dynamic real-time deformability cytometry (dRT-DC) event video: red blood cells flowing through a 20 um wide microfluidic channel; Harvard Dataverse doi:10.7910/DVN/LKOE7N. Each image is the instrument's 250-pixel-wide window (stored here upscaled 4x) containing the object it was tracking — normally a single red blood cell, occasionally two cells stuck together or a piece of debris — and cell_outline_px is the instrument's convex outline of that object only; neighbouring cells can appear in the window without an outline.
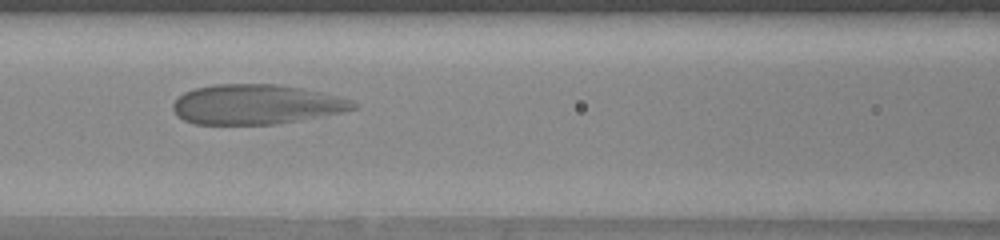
{"species": "human", "species_latin": "Homo sapiens", "temperature_condition": "warm", "stored_images_in_passage": 41, "camera_frame_rate_fps": 3000, "um_per_image_px": 0.085, "donor": {"sex": "female"}, "frame": {"image": 1, "passage_image": 13, "time_ms": 4.0, "image_size_px": [1000, 240], "cell_outline_px": [[356, 108], [336, 112], [272, 124], [196, 124], [184, 120], [172, 108], [172, 104], [184, 92], [192, 88], [216, 84], [276, 84], [300, 88], [348, 100], [356, 104]], "centroid_in_image_um": [21.62, 8.86], "position_along_channel_um": 145.0, "area_um2": 40.58}}
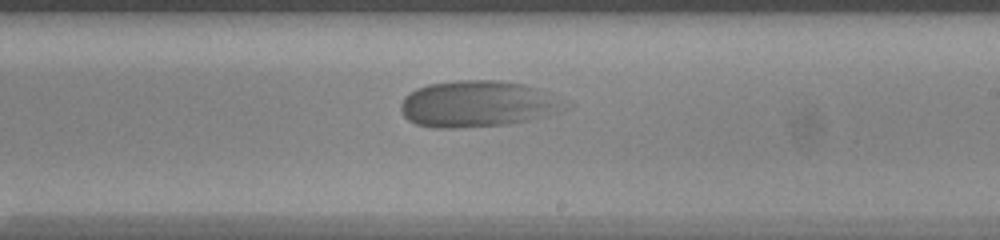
{"frame": {"image": 2, "passage_image": 21, "time_ms": 6.667, "image_size_px": [1000, 240], "cell_outline_px": [[548, 104], [536, 116], [528, 120], [508, 124], [456, 128], [432, 128], [416, 124], [408, 120], [404, 116], [400, 108], [400, 104], [404, 96], [416, 88], [428, 84], [460, 80], [500, 80], [524, 84], [532, 88]], "centroid_in_image_um": [40.06, 8.83], "position_along_channel_um": 248.9, "area_um2": 41.1}}
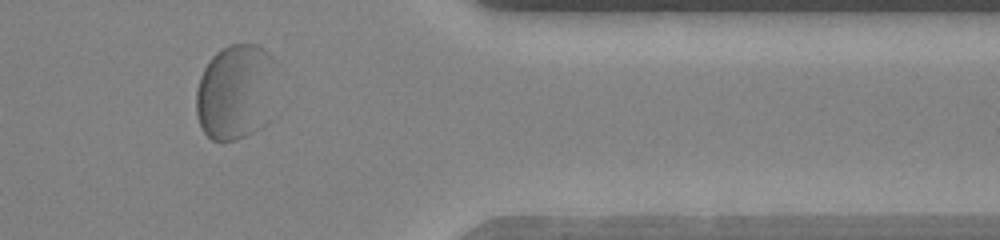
{"frame": {"image": 3, "passage_image": 33, "time_ms": 10.667, "image_size_px": [1000, 240], "cell_outline_px": [[272, 60], [268, 124], [236, 140], [212, 140], [204, 132], [200, 124], [196, 112], [196, 92], [200, 76], [204, 68], [212, 56], [216, 52], [232, 44], [256, 44], [268, 52], [272, 56]], "centroid_in_image_um": [19.95, 7.83], "position_along_channel_um": 391.4, "area_um2": 43.87}}